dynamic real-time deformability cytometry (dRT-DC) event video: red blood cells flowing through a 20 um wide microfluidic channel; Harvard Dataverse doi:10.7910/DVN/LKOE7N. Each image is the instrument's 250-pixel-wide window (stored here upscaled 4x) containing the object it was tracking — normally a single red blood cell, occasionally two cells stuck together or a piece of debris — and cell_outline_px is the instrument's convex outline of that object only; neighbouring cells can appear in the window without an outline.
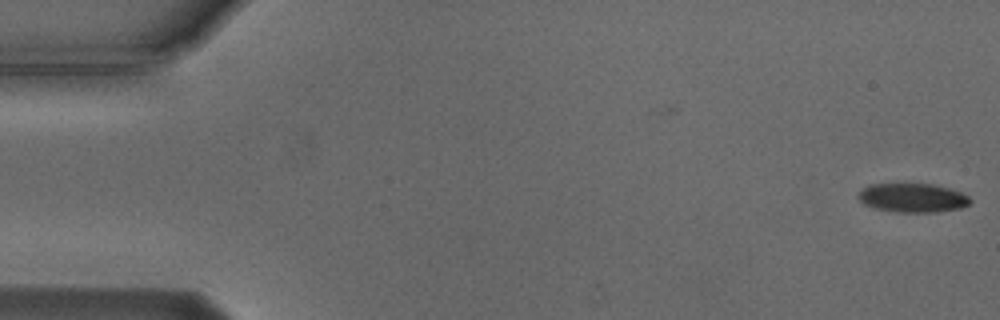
{"species": "Egyptian fruit bat (a non-hibernating species)", "species_latin": "Rousettus aegyptiacus", "temperature_condition": "cold", "stored_images_in_passage": 54, "camera_frame_rate_fps": 3000, "um_per_image_px": 0.085, "animal": {"sex": "male"}, "frame": {"image": 1, "passage_image": 1, "time_ms": 0.0, "image_size_px": [1000, 320], "cell_outline_px": [[972, 200], [968, 204], [960, 208], [936, 212], [896, 212], [872, 208], [864, 204], [856, 196], [868, 184], [932, 184], [948, 188], [960, 192], [968, 196]], "centroid_in_image_um": [77.54, 16.82], "position_along_channel_um": 7.5, "area_um2": 18.84}}
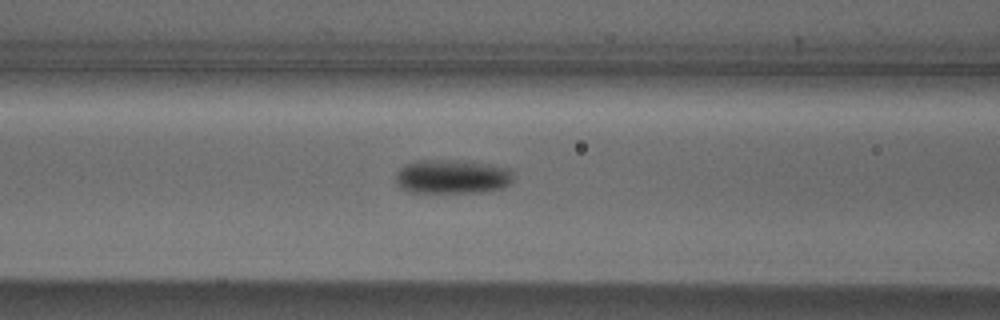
{"frame": {"image": 2, "passage_image": 22, "time_ms": 7.0, "image_size_px": [1000, 320], "cell_outline_px": [[512, 184], [504, 188], [488, 192], [408, 192], [400, 188], [396, 184], [396, 172], [404, 164], [416, 160], [456, 160], [512, 168]], "centroid_in_image_um": [38.43, 15.02], "position_along_channel_um": 128.2, "area_um2": 23.7}}
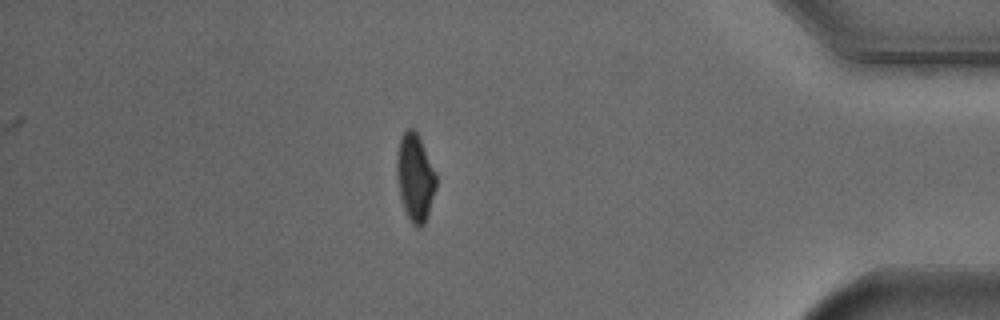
{"frame": {"image": 3, "passage_image": 47, "time_ms": 15.333, "image_size_px": [1000, 320], "cell_outline_px": [[436, 188], [424, 224], [420, 228], [416, 228], [412, 224], [404, 208], [400, 196], [396, 172], [396, 152], [400, 136], [408, 128], [412, 128], [416, 132], [420, 140], [436, 176]], "centroid_in_image_um": [35.25, 15.09], "position_along_channel_um": 400.0, "area_um2": 19.71}, "authors_computed_cell_mechanics": {"area_um2": 21.1548, "velocity_mm_per_s": 3.7543, "shape_relaxation_time_tau1_ms": 5.0179, "shape_relaxation_time_tau2_ms": null, "deformation_change_tau1": 0.1292, "deformation_change_tau2": null}}